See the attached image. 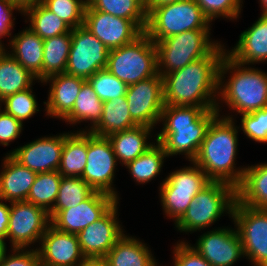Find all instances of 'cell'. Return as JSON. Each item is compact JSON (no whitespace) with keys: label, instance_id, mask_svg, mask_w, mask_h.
Listing matches in <instances>:
<instances>
[{"label":"cell","instance_id":"cell-1","mask_svg":"<svg viewBox=\"0 0 267 266\" xmlns=\"http://www.w3.org/2000/svg\"><path fill=\"white\" fill-rule=\"evenodd\" d=\"M221 47L219 44L206 57L163 76L165 105L197 106L219 111L214 99L209 98L219 89V67L226 54Z\"/></svg>","mask_w":267,"mask_h":266},{"label":"cell","instance_id":"cell-2","mask_svg":"<svg viewBox=\"0 0 267 266\" xmlns=\"http://www.w3.org/2000/svg\"><path fill=\"white\" fill-rule=\"evenodd\" d=\"M218 117L217 110L197 106L164 105L160 120L163 131L157 136L167 156L185 152L193 161L211 122Z\"/></svg>","mask_w":267,"mask_h":266},{"label":"cell","instance_id":"cell-3","mask_svg":"<svg viewBox=\"0 0 267 266\" xmlns=\"http://www.w3.org/2000/svg\"><path fill=\"white\" fill-rule=\"evenodd\" d=\"M236 150L237 130L232 118L219 120L216 117L192 162L198 165L211 181L225 182L237 188L243 180L245 169L234 173Z\"/></svg>","mask_w":267,"mask_h":266},{"label":"cell","instance_id":"cell-4","mask_svg":"<svg viewBox=\"0 0 267 266\" xmlns=\"http://www.w3.org/2000/svg\"><path fill=\"white\" fill-rule=\"evenodd\" d=\"M240 66V63L225 54L219 67V85L225 70L238 68L221 94L234 110L246 114L267 106V75L254 68L241 69Z\"/></svg>","mask_w":267,"mask_h":266},{"label":"cell","instance_id":"cell-5","mask_svg":"<svg viewBox=\"0 0 267 266\" xmlns=\"http://www.w3.org/2000/svg\"><path fill=\"white\" fill-rule=\"evenodd\" d=\"M209 22L195 0H180L152 8L144 33L155 43L189 30H208Z\"/></svg>","mask_w":267,"mask_h":266},{"label":"cell","instance_id":"cell-6","mask_svg":"<svg viewBox=\"0 0 267 266\" xmlns=\"http://www.w3.org/2000/svg\"><path fill=\"white\" fill-rule=\"evenodd\" d=\"M106 69L127 85L155 76L158 73L155 43L143 33L132 43L110 50Z\"/></svg>","mask_w":267,"mask_h":266},{"label":"cell","instance_id":"cell-7","mask_svg":"<svg viewBox=\"0 0 267 266\" xmlns=\"http://www.w3.org/2000/svg\"><path fill=\"white\" fill-rule=\"evenodd\" d=\"M237 200L236 188L221 181H211L195 195L184 215L176 222L181 231H196L215 222L226 209L232 214Z\"/></svg>","mask_w":267,"mask_h":266},{"label":"cell","instance_id":"cell-8","mask_svg":"<svg viewBox=\"0 0 267 266\" xmlns=\"http://www.w3.org/2000/svg\"><path fill=\"white\" fill-rule=\"evenodd\" d=\"M208 32L189 30L155 42L158 73L163 77L211 54L219 45L209 42ZM160 64L165 65L166 71L159 72Z\"/></svg>","mask_w":267,"mask_h":266},{"label":"cell","instance_id":"cell-9","mask_svg":"<svg viewBox=\"0 0 267 266\" xmlns=\"http://www.w3.org/2000/svg\"><path fill=\"white\" fill-rule=\"evenodd\" d=\"M170 174L161 186V201L166 214L175 217L176 222L187 211L195 195L211 180L196 164Z\"/></svg>","mask_w":267,"mask_h":266},{"label":"cell","instance_id":"cell-10","mask_svg":"<svg viewBox=\"0 0 267 266\" xmlns=\"http://www.w3.org/2000/svg\"><path fill=\"white\" fill-rule=\"evenodd\" d=\"M231 215L238 226L244 255L256 266H267V210L251 208L236 200Z\"/></svg>","mask_w":267,"mask_h":266},{"label":"cell","instance_id":"cell-11","mask_svg":"<svg viewBox=\"0 0 267 266\" xmlns=\"http://www.w3.org/2000/svg\"><path fill=\"white\" fill-rule=\"evenodd\" d=\"M109 49L84 26L72 29L65 73L85 80L106 68Z\"/></svg>","mask_w":267,"mask_h":266},{"label":"cell","instance_id":"cell-12","mask_svg":"<svg viewBox=\"0 0 267 266\" xmlns=\"http://www.w3.org/2000/svg\"><path fill=\"white\" fill-rule=\"evenodd\" d=\"M163 77L155 76L128 85L126 100L131 118L138 124L151 127L160 121L164 108Z\"/></svg>","mask_w":267,"mask_h":266},{"label":"cell","instance_id":"cell-13","mask_svg":"<svg viewBox=\"0 0 267 266\" xmlns=\"http://www.w3.org/2000/svg\"><path fill=\"white\" fill-rule=\"evenodd\" d=\"M116 160L108 138L88 132L87 164L81 178L94 191L109 194L117 199L111 187Z\"/></svg>","mask_w":267,"mask_h":266},{"label":"cell","instance_id":"cell-14","mask_svg":"<svg viewBox=\"0 0 267 266\" xmlns=\"http://www.w3.org/2000/svg\"><path fill=\"white\" fill-rule=\"evenodd\" d=\"M48 220L50 221L49 214L33 203L11 202L6 238H11L13 248L23 250L29 243L42 238Z\"/></svg>","mask_w":267,"mask_h":266},{"label":"cell","instance_id":"cell-15","mask_svg":"<svg viewBox=\"0 0 267 266\" xmlns=\"http://www.w3.org/2000/svg\"><path fill=\"white\" fill-rule=\"evenodd\" d=\"M83 26L109 50L130 44L144 33L133 21L93 10L88 5Z\"/></svg>","mask_w":267,"mask_h":266},{"label":"cell","instance_id":"cell-16","mask_svg":"<svg viewBox=\"0 0 267 266\" xmlns=\"http://www.w3.org/2000/svg\"><path fill=\"white\" fill-rule=\"evenodd\" d=\"M117 202L98 220L77 234L85 259H104L124 235L116 221Z\"/></svg>","mask_w":267,"mask_h":266},{"label":"cell","instance_id":"cell-17","mask_svg":"<svg viewBox=\"0 0 267 266\" xmlns=\"http://www.w3.org/2000/svg\"><path fill=\"white\" fill-rule=\"evenodd\" d=\"M116 202L113 196L94 191L77 206L60 210L49 223L59 231L78 234L101 218Z\"/></svg>","mask_w":267,"mask_h":266},{"label":"cell","instance_id":"cell-18","mask_svg":"<svg viewBox=\"0 0 267 266\" xmlns=\"http://www.w3.org/2000/svg\"><path fill=\"white\" fill-rule=\"evenodd\" d=\"M48 226L41 238L42 248L37 250L41 266H80L86 259L77 234L59 231L51 224Z\"/></svg>","mask_w":267,"mask_h":266},{"label":"cell","instance_id":"cell-19","mask_svg":"<svg viewBox=\"0 0 267 266\" xmlns=\"http://www.w3.org/2000/svg\"><path fill=\"white\" fill-rule=\"evenodd\" d=\"M65 142V134L58 137H44L10 155L23 166L37 173L58 171Z\"/></svg>","mask_w":267,"mask_h":266},{"label":"cell","instance_id":"cell-20","mask_svg":"<svg viewBox=\"0 0 267 266\" xmlns=\"http://www.w3.org/2000/svg\"><path fill=\"white\" fill-rule=\"evenodd\" d=\"M195 248L194 250L212 266H231L244 255L238 231L226 228L204 234Z\"/></svg>","mask_w":267,"mask_h":266},{"label":"cell","instance_id":"cell-21","mask_svg":"<svg viewBox=\"0 0 267 266\" xmlns=\"http://www.w3.org/2000/svg\"><path fill=\"white\" fill-rule=\"evenodd\" d=\"M4 168L0 175V200L26 201L38 173L20 164L10 154L4 160Z\"/></svg>","mask_w":267,"mask_h":266},{"label":"cell","instance_id":"cell-22","mask_svg":"<svg viewBox=\"0 0 267 266\" xmlns=\"http://www.w3.org/2000/svg\"><path fill=\"white\" fill-rule=\"evenodd\" d=\"M48 80H52V85L48 102H44L47 113L63 119L72 110L82 84L86 80L66 73L49 76L44 81Z\"/></svg>","mask_w":267,"mask_h":266},{"label":"cell","instance_id":"cell-23","mask_svg":"<svg viewBox=\"0 0 267 266\" xmlns=\"http://www.w3.org/2000/svg\"><path fill=\"white\" fill-rule=\"evenodd\" d=\"M227 55L242 66L267 60V15L262 14L251 28L241 33L236 48Z\"/></svg>","mask_w":267,"mask_h":266},{"label":"cell","instance_id":"cell-24","mask_svg":"<svg viewBox=\"0 0 267 266\" xmlns=\"http://www.w3.org/2000/svg\"><path fill=\"white\" fill-rule=\"evenodd\" d=\"M12 56L33 76L43 81L44 40L33 30L25 29L11 41Z\"/></svg>","mask_w":267,"mask_h":266},{"label":"cell","instance_id":"cell-25","mask_svg":"<svg viewBox=\"0 0 267 266\" xmlns=\"http://www.w3.org/2000/svg\"><path fill=\"white\" fill-rule=\"evenodd\" d=\"M244 169L243 180L236 188L237 201L251 208L267 210V164Z\"/></svg>","mask_w":267,"mask_h":266},{"label":"cell","instance_id":"cell-26","mask_svg":"<svg viewBox=\"0 0 267 266\" xmlns=\"http://www.w3.org/2000/svg\"><path fill=\"white\" fill-rule=\"evenodd\" d=\"M151 127L137 125L133 128L115 132L107 136L117 159L122 160L125 166L144 154L153 145L147 144V135Z\"/></svg>","mask_w":267,"mask_h":266},{"label":"cell","instance_id":"cell-27","mask_svg":"<svg viewBox=\"0 0 267 266\" xmlns=\"http://www.w3.org/2000/svg\"><path fill=\"white\" fill-rule=\"evenodd\" d=\"M137 125L131 118L126 96H123L103 102L101 119L89 132L96 136L107 137Z\"/></svg>","mask_w":267,"mask_h":266},{"label":"cell","instance_id":"cell-28","mask_svg":"<svg viewBox=\"0 0 267 266\" xmlns=\"http://www.w3.org/2000/svg\"><path fill=\"white\" fill-rule=\"evenodd\" d=\"M88 133L65 134L58 172L62 177H81L87 164Z\"/></svg>","mask_w":267,"mask_h":266},{"label":"cell","instance_id":"cell-29","mask_svg":"<svg viewBox=\"0 0 267 266\" xmlns=\"http://www.w3.org/2000/svg\"><path fill=\"white\" fill-rule=\"evenodd\" d=\"M103 260L107 266H156L148 248L142 242L124 235Z\"/></svg>","mask_w":267,"mask_h":266},{"label":"cell","instance_id":"cell-30","mask_svg":"<svg viewBox=\"0 0 267 266\" xmlns=\"http://www.w3.org/2000/svg\"><path fill=\"white\" fill-rule=\"evenodd\" d=\"M34 78L11 54L0 51V101L30 88Z\"/></svg>","mask_w":267,"mask_h":266},{"label":"cell","instance_id":"cell-31","mask_svg":"<svg viewBox=\"0 0 267 266\" xmlns=\"http://www.w3.org/2000/svg\"><path fill=\"white\" fill-rule=\"evenodd\" d=\"M72 30L44 39L43 82L49 76L65 73L71 48Z\"/></svg>","mask_w":267,"mask_h":266},{"label":"cell","instance_id":"cell-32","mask_svg":"<svg viewBox=\"0 0 267 266\" xmlns=\"http://www.w3.org/2000/svg\"><path fill=\"white\" fill-rule=\"evenodd\" d=\"M93 9L133 21L143 32L147 25L145 0H86Z\"/></svg>","mask_w":267,"mask_h":266},{"label":"cell","instance_id":"cell-33","mask_svg":"<svg viewBox=\"0 0 267 266\" xmlns=\"http://www.w3.org/2000/svg\"><path fill=\"white\" fill-rule=\"evenodd\" d=\"M94 190L81 177H62L56 203L48 213L50 220L60 211L77 206Z\"/></svg>","mask_w":267,"mask_h":266},{"label":"cell","instance_id":"cell-34","mask_svg":"<svg viewBox=\"0 0 267 266\" xmlns=\"http://www.w3.org/2000/svg\"><path fill=\"white\" fill-rule=\"evenodd\" d=\"M103 102L86 80L80 89L72 110L63 118L76 123L81 120H92L95 127L101 119Z\"/></svg>","mask_w":267,"mask_h":266},{"label":"cell","instance_id":"cell-35","mask_svg":"<svg viewBox=\"0 0 267 266\" xmlns=\"http://www.w3.org/2000/svg\"><path fill=\"white\" fill-rule=\"evenodd\" d=\"M24 12L30 15V29L43 40L72 30L68 24L47 9L41 2L27 8Z\"/></svg>","mask_w":267,"mask_h":266},{"label":"cell","instance_id":"cell-36","mask_svg":"<svg viewBox=\"0 0 267 266\" xmlns=\"http://www.w3.org/2000/svg\"><path fill=\"white\" fill-rule=\"evenodd\" d=\"M61 179L58 171L38 173L26 201L49 213L52 209L50 204L56 202Z\"/></svg>","mask_w":267,"mask_h":266},{"label":"cell","instance_id":"cell-37","mask_svg":"<svg viewBox=\"0 0 267 266\" xmlns=\"http://www.w3.org/2000/svg\"><path fill=\"white\" fill-rule=\"evenodd\" d=\"M166 156L163 147L158 143L157 146H152L144 154L129 162L127 167L136 181L145 183L160 172Z\"/></svg>","mask_w":267,"mask_h":266},{"label":"cell","instance_id":"cell-38","mask_svg":"<svg viewBox=\"0 0 267 266\" xmlns=\"http://www.w3.org/2000/svg\"><path fill=\"white\" fill-rule=\"evenodd\" d=\"M87 81L102 102L123 97L127 93L128 85L106 68L96 71Z\"/></svg>","mask_w":267,"mask_h":266},{"label":"cell","instance_id":"cell-39","mask_svg":"<svg viewBox=\"0 0 267 266\" xmlns=\"http://www.w3.org/2000/svg\"><path fill=\"white\" fill-rule=\"evenodd\" d=\"M41 3L61 18L72 29L84 25V11L87 1L80 0H42Z\"/></svg>","mask_w":267,"mask_h":266},{"label":"cell","instance_id":"cell-40","mask_svg":"<svg viewBox=\"0 0 267 266\" xmlns=\"http://www.w3.org/2000/svg\"><path fill=\"white\" fill-rule=\"evenodd\" d=\"M31 88L17 92L3 99L5 102V112L12 115L15 119L23 121L36 113L37 102L32 94Z\"/></svg>","mask_w":267,"mask_h":266},{"label":"cell","instance_id":"cell-41","mask_svg":"<svg viewBox=\"0 0 267 266\" xmlns=\"http://www.w3.org/2000/svg\"><path fill=\"white\" fill-rule=\"evenodd\" d=\"M242 115L244 133L254 141L267 142V106Z\"/></svg>","mask_w":267,"mask_h":266},{"label":"cell","instance_id":"cell-42","mask_svg":"<svg viewBox=\"0 0 267 266\" xmlns=\"http://www.w3.org/2000/svg\"><path fill=\"white\" fill-rule=\"evenodd\" d=\"M195 2L210 21L218 15L237 18L241 9L240 0H195Z\"/></svg>","mask_w":267,"mask_h":266},{"label":"cell","instance_id":"cell-43","mask_svg":"<svg viewBox=\"0 0 267 266\" xmlns=\"http://www.w3.org/2000/svg\"><path fill=\"white\" fill-rule=\"evenodd\" d=\"M174 251L175 266H212L194 248L183 242Z\"/></svg>","mask_w":267,"mask_h":266},{"label":"cell","instance_id":"cell-44","mask_svg":"<svg viewBox=\"0 0 267 266\" xmlns=\"http://www.w3.org/2000/svg\"><path fill=\"white\" fill-rule=\"evenodd\" d=\"M22 122L15 119L5 111L0 112V143L7 146L8 143L16 139L21 132Z\"/></svg>","mask_w":267,"mask_h":266},{"label":"cell","instance_id":"cell-45","mask_svg":"<svg viewBox=\"0 0 267 266\" xmlns=\"http://www.w3.org/2000/svg\"><path fill=\"white\" fill-rule=\"evenodd\" d=\"M13 250L19 254L6 257L5 250L0 260V266H41L37 249L22 253L19 252L20 248H14Z\"/></svg>","mask_w":267,"mask_h":266},{"label":"cell","instance_id":"cell-46","mask_svg":"<svg viewBox=\"0 0 267 266\" xmlns=\"http://www.w3.org/2000/svg\"><path fill=\"white\" fill-rule=\"evenodd\" d=\"M13 9L20 10L16 5L12 4L9 0H0V37L11 35L10 28L13 26L11 20ZM1 45V42H0Z\"/></svg>","mask_w":267,"mask_h":266},{"label":"cell","instance_id":"cell-47","mask_svg":"<svg viewBox=\"0 0 267 266\" xmlns=\"http://www.w3.org/2000/svg\"><path fill=\"white\" fill-rule=\"evenodd\" d=\"M10 207L0 202V243L5 244Z\"/></svg>","mask_w":267,"mask_h":266},{"label":"cell","instance_id":"cell-48","mask_svg":"<svg viewBox=\"0 0 267 266\" xmlns=\"http://www.w3.org/2000/svg\"><path fill=\"white\" fill-rule=\"evenodd\" d=\"M12 4L16 5L22 12L33 5L40 3L42 0H9Z\"/></svg>","mask_w":267,"mask_h":266},{"label":"cell","instance_id":"cell-49","mask_svg":"<svg viewBox=\"0 0 267 266\" xmlns=\"http://www.w3.org/2000/svg\"><path fill=\"white\" fill-rule=\"evenodd\" d=\"M180 0H145V8L147 13L154 7H159L165 4L174 3Z\"/></svg>","mask_w":267,"mask_h":266},{"label":"cell","instance_id":"cell-50","mask_svg":"<svg viewBox=\"0 0 267 266\" xmlns=\"http://www.w3.org/2000/svg\"><path fill=\"white\" fill-rule=\"evenodd\" d=\"M80 266H107L103 259H86Z\"/></svg>","mask_w":267,"mask_h":266},{"label":"cell","instance_id":"cell-51","mask_svg":"<svg viewBox=\"0 0 267 266\" xmlns=\"http://www.w3.org/2000/svg\"><path fill=\"white\" fill-rule=\"evenodd\" d=\"M263 6V15H267V0H261Z\"/></svg>","mask_w":267,"mask_h":266},{"label":"cell","instance_id":"cell-52","mask_svg":"<svg viewBox=\"0 0 267 266\" xmlns=\"http://www.w3.org/2000/svg\"><path fill=\"white\" fill-rule=\"evenodd\" d=\"M5 250H6L5 244L0 243V260Z\"/></svg>","mask_w":267,"mask_h":266}]
</instances>
